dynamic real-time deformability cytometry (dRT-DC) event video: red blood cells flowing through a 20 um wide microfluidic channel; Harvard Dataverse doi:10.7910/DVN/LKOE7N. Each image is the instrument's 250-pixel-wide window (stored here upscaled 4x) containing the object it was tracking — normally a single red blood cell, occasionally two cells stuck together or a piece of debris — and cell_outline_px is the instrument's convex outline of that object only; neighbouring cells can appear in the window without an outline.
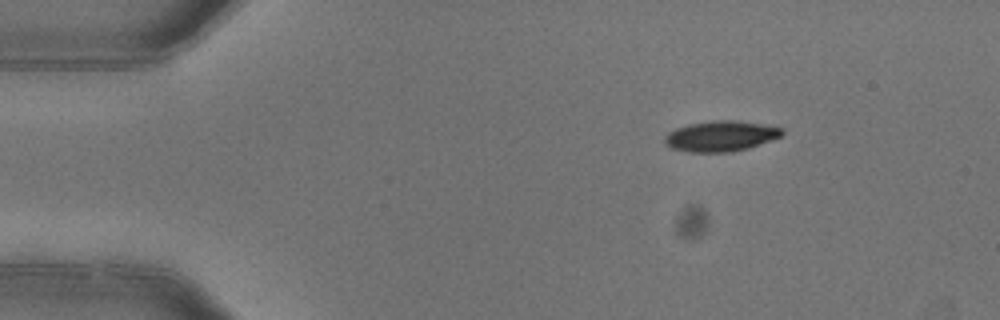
{"species": "common noctule bat (a hibernating species)", "species_latin": "Nyctalus noctula", "temperature_condition": "warm", "stored_images_in_passage": 2, "camera_frame_rate_fps": 3000, "um_per_image_px": 0.085, "animal": {"sex": "female"}, "frame": {"image": 1, "passage_image": 2, "time_ms": 0.333, "image_size_px": [1000, 320], "cell_outline_px": [[784, 132], [780, 136], [772, 140], [748, 148], [732, 152], [688, 152], [672, 148], [664, 144], [664, 136], [668, 132], [676, 128], [688, 124], [712, 120], [736, 120], [764, 124], [784, 128]], "centroid_in_image_um": [61.26, 11.56], "position_along_channel_um": 23.7, "area_um2": 21.1}}